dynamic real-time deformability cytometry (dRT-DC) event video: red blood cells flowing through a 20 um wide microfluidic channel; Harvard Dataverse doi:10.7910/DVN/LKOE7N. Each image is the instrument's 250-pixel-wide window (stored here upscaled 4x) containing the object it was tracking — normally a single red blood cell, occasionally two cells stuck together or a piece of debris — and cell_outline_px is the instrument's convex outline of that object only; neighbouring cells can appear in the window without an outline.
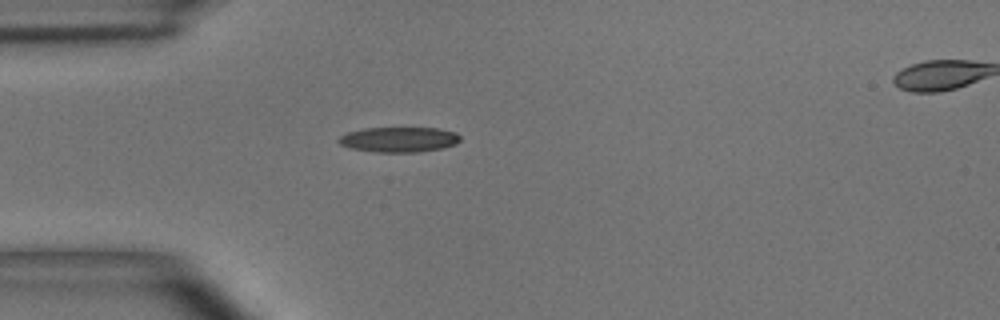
{"species": "common noctule bat (a hibernating species)", "species_latin": "Nyctalus noctula", "temperature_condition": "room temperature", "stored_images_in_passage": 2, "segment_of_instrument_passage": [1, 2], "camera_frame_rate_fps": 3000, "um_per_image_px": 0.085, "animal": {"sex": "male", "body_mass_g": 15.6}, "frame": {"image": 1, "passage_image": 1, "time_ms": 0.0, "image_size_px": [1000, 320], "cell_outline_px": [[460, 140], [456, 144], [440, 148], [416, 152], [376, 152], [352, 148], [340, 144], [336, 140], [340, 136], [348, 132], [364, 128], [436, 128], [456, 132], [460, 136]], "centroid_in_image_um": [33.9, 11.85], "position_along_channel_um": 51.1, "area_um2": 17.69}}